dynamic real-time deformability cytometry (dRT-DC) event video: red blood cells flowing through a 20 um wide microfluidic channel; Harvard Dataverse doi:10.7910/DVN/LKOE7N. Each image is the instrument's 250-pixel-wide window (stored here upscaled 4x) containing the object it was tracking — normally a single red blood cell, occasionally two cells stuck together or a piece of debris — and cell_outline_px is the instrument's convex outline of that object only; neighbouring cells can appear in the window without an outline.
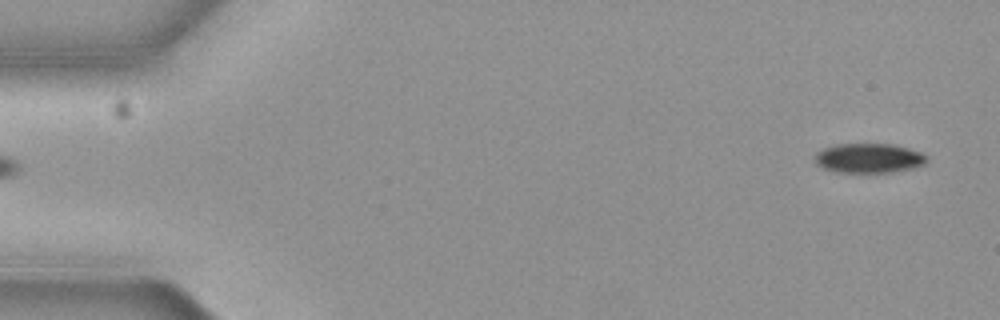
{"species": "common noctule bat (a hibernating species)", "species_latin": "Nyctalus noctula", "temperature_condition": "cold", "stored_images_in_passage": 3, "segment_of_instrument_passage": [2, 2], "camera_frame_rate_fps": 3000, "um_per_image_px": 0.085, "animal": {"sex": "female", "body_mass_g": 19.3, "forearm_length_mm": 54.1}, "frame": {"image": 1, "passage_image": 3, "time_ms": 0.667, "image_size_px": [1000, 320], "cell_outline_px": [[928, 160], [924, 164], [912, 168], [892, 172], [836, 172], [824, 168], [816, 164], [816, 152], [824, 148], [836, 144], [892, 144], [908, 148], [920, 152], [928, 156]], "centroid_in_image_um": [73.87, 13.44], "position_along_channel_um": 11.1, "area_um2": 19.19}}